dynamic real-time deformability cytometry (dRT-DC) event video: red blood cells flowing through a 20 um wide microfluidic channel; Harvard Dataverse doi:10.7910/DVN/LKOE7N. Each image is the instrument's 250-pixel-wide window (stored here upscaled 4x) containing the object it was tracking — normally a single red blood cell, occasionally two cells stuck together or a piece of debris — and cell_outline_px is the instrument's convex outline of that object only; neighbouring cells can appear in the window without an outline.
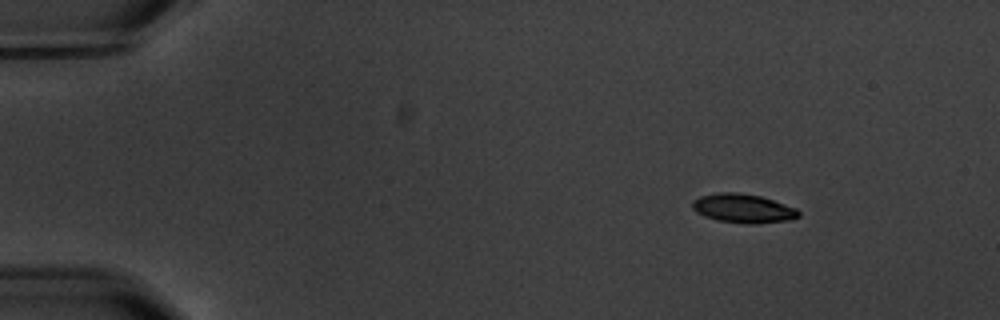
{"species": "common noctule bat (a hibernating species)", "species_latin": "Nyctalus noctula", "temperature_condition": "warm", "stored_images_in_passage": 5, "camera_frame_rate_fps": 3000, "um_per_image_px": 0.085, "animal": {"sex": "male", "body_mass_g": 20.1, "forearm_length_mm": 53.5}, "frame": {"image": 1, "passage_image": 1, "time_ms": 0.0, "image_size_px": [1000, 320], "cell_outline_px": [[800, 216], [792, 220], [756, 224], [748, 224], [720, 220], [704, 216], [696, 212], [692, 208], [692, 200], [700, 196], [720, 192], [740, 192], [760, 196], [796, 208], [800, 212]], "centroid_in_image_um": [63.18, 17.71], "position_along_channel_um": 21.8, "area_um2": 17.98}}